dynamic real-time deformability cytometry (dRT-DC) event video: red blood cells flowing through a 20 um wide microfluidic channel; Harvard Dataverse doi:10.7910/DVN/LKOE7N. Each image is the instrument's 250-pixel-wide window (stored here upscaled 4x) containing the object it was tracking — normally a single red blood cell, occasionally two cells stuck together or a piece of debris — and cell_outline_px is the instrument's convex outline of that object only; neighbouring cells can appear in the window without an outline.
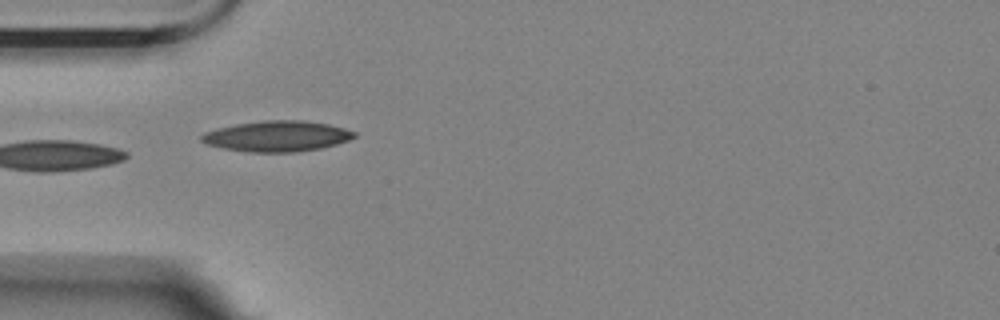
{"species": "Egyptian fruit bat (a non-hibernating species)", "species_latin": "Rousettus aegyptiacus", "temperature_condition": "room temperature", "stored_images_in_passage": 25, "camera_frame_rate_fps": 3000, "um_per_image_px": 0.085, "animal": {"sex": "female"}, "frame": {"image": 1, "passage_image": 1, "time_ms": 0.0, "image_size_px": [1000, 320], "cell_outline_px": [[356, 136], [348, 140], [336, 144], [320, 148], [292, 152], [248, 152], [224, 148], [208, 144], [200, 140], [200, 136], [204, 132], [216, 128], [236, 124], [264, 120], [304, 120], [328, 124], [344, 128], [356, 132]], "centroid_in_image_um": [23.53, 11.57], "position_along_channel_um": 61.5, "area_um2": 27.22}}